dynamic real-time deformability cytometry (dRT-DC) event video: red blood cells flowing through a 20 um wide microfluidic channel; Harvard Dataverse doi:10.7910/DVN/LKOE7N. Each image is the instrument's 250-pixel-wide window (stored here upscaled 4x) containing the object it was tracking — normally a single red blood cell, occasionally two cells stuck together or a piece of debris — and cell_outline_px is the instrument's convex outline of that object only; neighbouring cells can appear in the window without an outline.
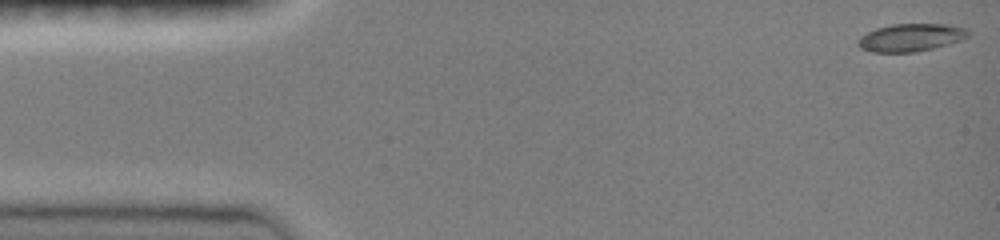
{"species": "common noctule bat (a hibernating species)", "species_latin": "Nyctalus noctula", "temperature_condition": "room temperature", "stored_images_in_passage": 46, "camera_frame_rate_fps": 3000, "um_per_image_px": 0.085, "animal": {"sex": "female", "body_mass_g": 19.0, "forearm_length_mm": 51.5}, "frame": {"image": 1, "passage_image": 1, "time_ms": 0.0, "image_size_px": [1000, 240], "cell_outline_px": [[968, 36], [960, 40], [948, 44], [916, 52], [872, 52], [860, 48], [856, 44], [856, 40], [860, 36], [876, 28], [892, 24], [952, 24], [968, 28]], "centroid_in_image_um": [77.4, 3.18], "position_along_channel_um": 7.6, "area_um2": 17.92}}
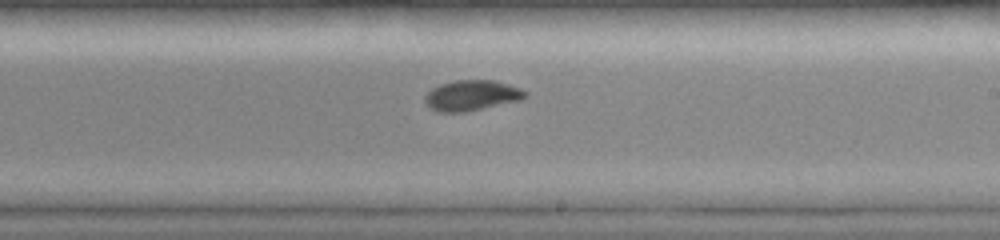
{"frame": {"image": 2, "passage_image": 28, "time_ms": 9.0, "image_size_px": [1000, 240], "cell_outline_px": [[528, 96], [520, 100], [464, 112], [436, 112], [428, 108], [424, 100], [424, 96], [432, 88], [440, 84], [456, 80], [492, 80], [508, 84], [520, 88], [528, 92]], "centroid_in_image_um": [40.06, 8.11], "position_along_channel_um": 248.9, "area_um2": 17.86}}
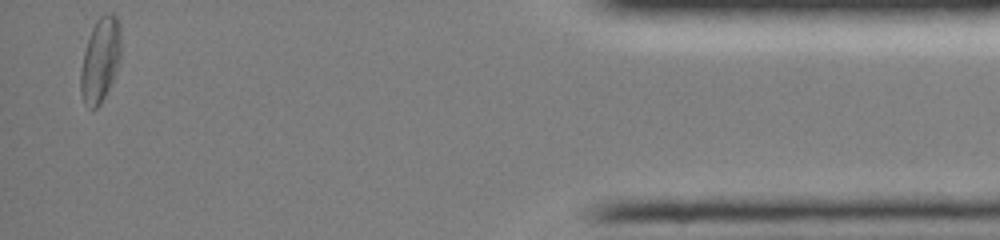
{"frame": {"image": 3, "passage_image": 46, "time_ms": 15.0, "image_size_px": [1000, 240], "cell_outline_px": [[120, 60], [112, 80], [100, 104], [96, 108], [92, 108], [84, 104], [80, 92], [80, 68], [84, 52], [92, 28], [96, 20], [104, 12], [112, 12], [116, 16], [120, 24]], "centroid_in_image_um": [8.51, 5.05], "position_along_channel_um": 426.7, "area_um2": 19.83}, "authors_computed_cell_mechanics": {"area_um2": 17.6579, "velocity_mm_per_s": 4.0065, "shape_relaxation_time_tau1_ms": 4.4085, "shape_relaxation_time_tau2_ms": 1.8394, "deformation_change_tau1": 0.1262, "deformation_change_tau2": 0.0374}}